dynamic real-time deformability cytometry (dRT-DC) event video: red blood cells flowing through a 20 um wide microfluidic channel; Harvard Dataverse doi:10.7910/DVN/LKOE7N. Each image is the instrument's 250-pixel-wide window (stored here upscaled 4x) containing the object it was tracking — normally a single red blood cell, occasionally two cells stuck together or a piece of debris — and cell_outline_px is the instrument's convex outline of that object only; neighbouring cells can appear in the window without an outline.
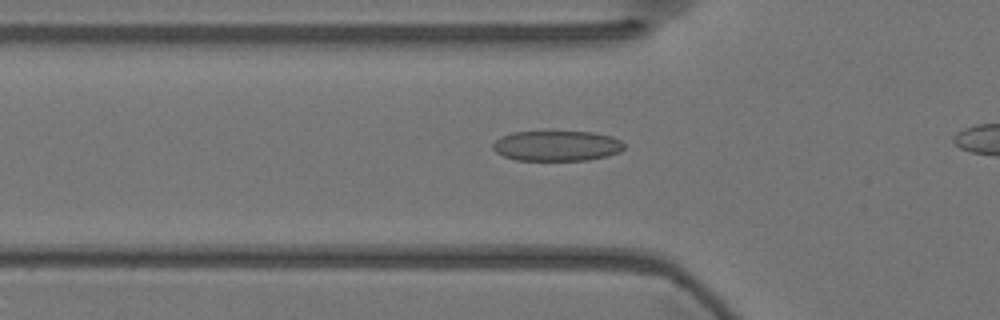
{"species": "Egyptian fruit bat (a non-hibernating species)", "species_latin": "Rousettus aegyptiacus", "temperature_condition": "warm", "stored_images_in_passage": 40, "camera_frame_rate_fps": 3000, "um_per_image_px": 0.085, "animal": {"sex": "female"}, "frame": {"image": 1, "passage_image": 13, "time_ms": 4.0, "image_size_px": [1000, 320], "cell_outline_px": [[624, 148], [620, 152], [608, 156], [588, 160], [516, 160], [504, 156], [496, 152], [492, 148], [492, 144], [500, 136], [512, 132], [592, 132], [612, 136], [620, 140], [624, 144]], "centroid_in_image_um": [47.33, 12.4], "position_along_channel_um": 78.5, "area_um2": 23.24}}
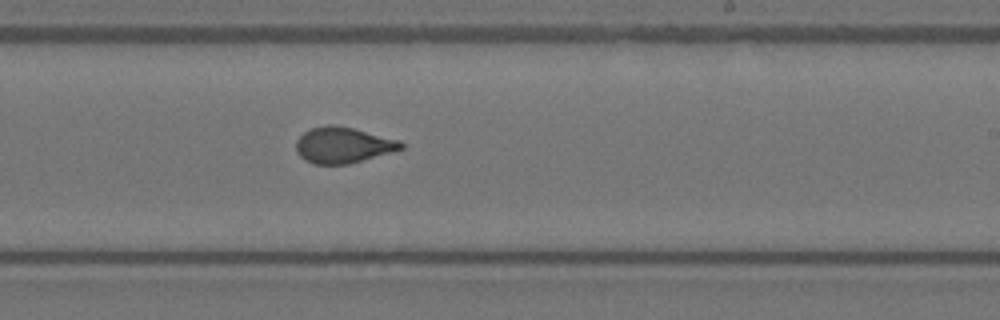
{"frame": {"image": 2, "passage_image": 28, "time_ms": 9.0, "image_size_px": [1000, 320], "cell_outline_px": [[404, 148], [392, 152], [348, 164], [312, 164], [304, 160], [296, 152], [296, 140], [304, 132], [312, 128], [328, 124], [332, 124], [352, 128], [400, 140], [404, 144]], "centroid_in_image_um": [29.14, 12.34], "position_along_channel_um": 259.9, "area_um2": 21.96}}
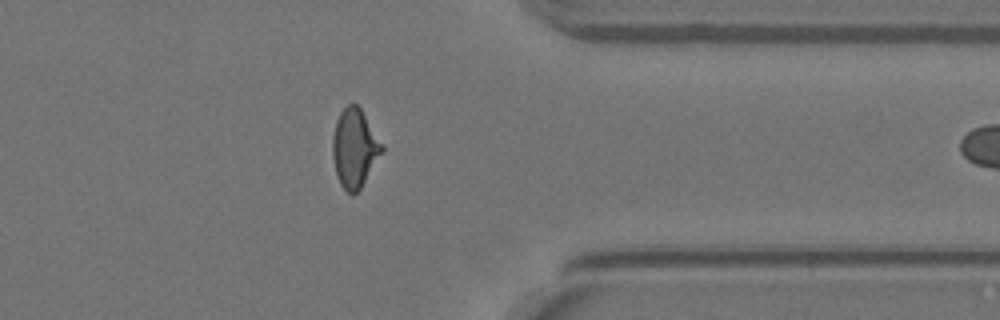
{"frame": {"image": 3, "passage_image": 39, "time_ms": 12.667, "image_size_px": [1000, 320], "cell_outline_px": [[384, 152], [360, 188], [352, 196], [340, 184], [336, 176], [332, 156], [332, 136], [336, 120], [340, 112], [348, 104], [356, 104], [360, 108], [384, 144]], "centroid_in_image_um": [30.15, 12.6], "position_along_channel_um": 381.3, "area_um2": 22.83}}